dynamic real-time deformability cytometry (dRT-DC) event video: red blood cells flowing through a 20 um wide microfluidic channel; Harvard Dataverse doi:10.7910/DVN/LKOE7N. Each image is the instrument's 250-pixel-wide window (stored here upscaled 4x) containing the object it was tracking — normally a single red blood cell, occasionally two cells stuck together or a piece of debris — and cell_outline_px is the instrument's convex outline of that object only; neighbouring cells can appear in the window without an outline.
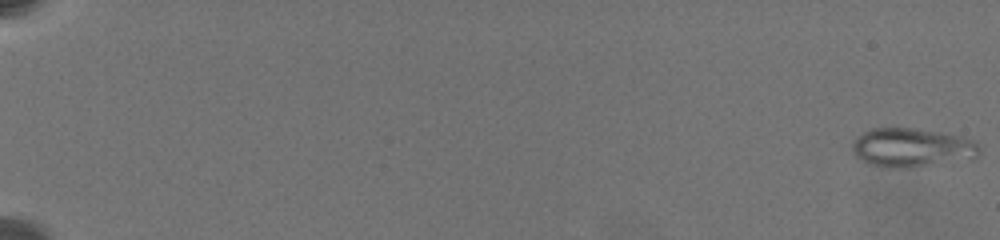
{"species": "common noctule bat (a hibernating species)", "species_latin": "Nyctalus noctula", "temperature_condition": "warm", "stored_images_in_passage": 63, "camera_frame_rate_fps": 3000, "um_per_image_px": 0.085, "animal": {"sex": "female", "body_mass_g": 19.5, "forearm_length_mm": 54.1}, "frame": {"image": 1, "passage_image": 1, "time_ms": 0.0, "image_size_px": [1000, 240], "cell_outline_px": [[980, 152], [976, 156], [912, 168], [888, 168], [868, 164], [856, 160], [852, 152], [852, 144], [864, 132], [872, 128], [916, 128], [940, 132], [960, 136], [972, 140], [980, 148]], "centroid_in_image_um": [77.42, 12.55], "position_along_channel_um": 7.6, "area_um2": 28.67}}
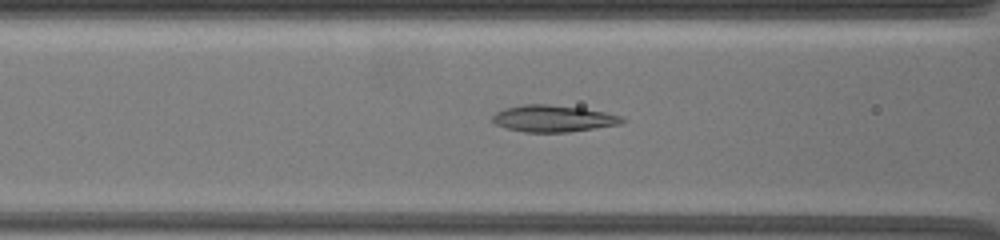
{"frame": {"image": 2, "passage_image": 53, "time_ms": 10.0, "image_size_px": [1000, 240], "cell_outline_px": [[628, 120], [620, 124], [568, 132], [524, 132], [508, 128], [496, 124], [492, 120], [492, 116], [496, 112], [504, 108], [524, 104], [548, 104], [584, 108], [604, 112], [620, 116]], "centroid_in_image_um": [47.03, 10.07], "position_along_channel_um": 119.6, "area_um2": 20.11}}
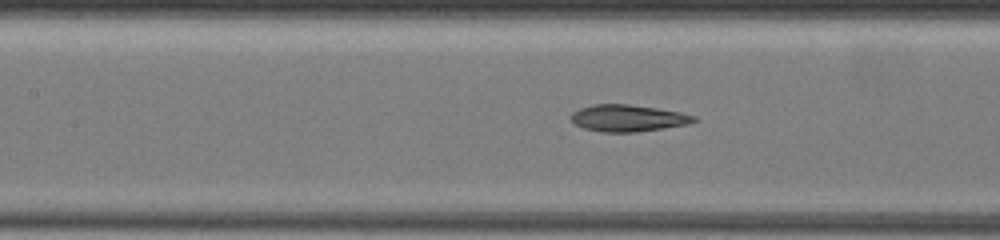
{"frame": {"image": 3, "passage_image": 59, "time_ms": 11.0, "image_size_px": [1000, 240], "cell_outline_px": [[700, 120], [688, 124], [664, 128], [636, 132], [600, 132], [584, 128], [568, 120], [572, 112], [580, 108], [592, 104], [628, 104], [656, 108], [680, 112], [696, 116]], "centroid_in_image_um": [53.36, 10.04], "position_along_channel_um": 154.0, "area_um2": 19.36}}